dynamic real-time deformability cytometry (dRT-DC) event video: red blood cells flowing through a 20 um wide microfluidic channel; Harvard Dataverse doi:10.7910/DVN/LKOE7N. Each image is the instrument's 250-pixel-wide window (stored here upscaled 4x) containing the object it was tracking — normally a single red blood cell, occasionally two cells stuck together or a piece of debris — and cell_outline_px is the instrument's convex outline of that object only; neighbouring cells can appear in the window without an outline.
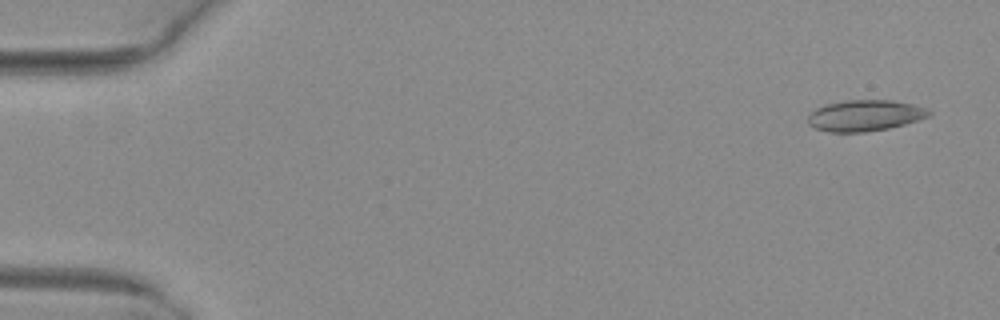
{"species": "common noctule bat (a hibernating species)", "species_latin": "Nyctalus noctula", "temperature_condition": "warm", "stored_images_in_passage": 7, "camera_frame_rate_fps": 3000, "um_per_image_px": 0.085, "animal": {"sex": "female", "body_mass_g": 29.2, "forearm_length_mm": 56.3}, "frame": {"image": 1, "passage_image": 1, "time_ms": 0.0, "image_size_px": [1000, 320], "cell_outline_px": [[932, 112], [928, 116], [904, 124], [888, 128], [864, 132], [828, 132], [816, 128], [808, 124], [808, 116], [816, 108], [824, 104], [848, 100], [892, 100], [912, 104], [928, 108]], "centroid_in_image_um": [73.5, 9.81], "position_along_channel_um": 11.5, "area_um2": 21.85}}
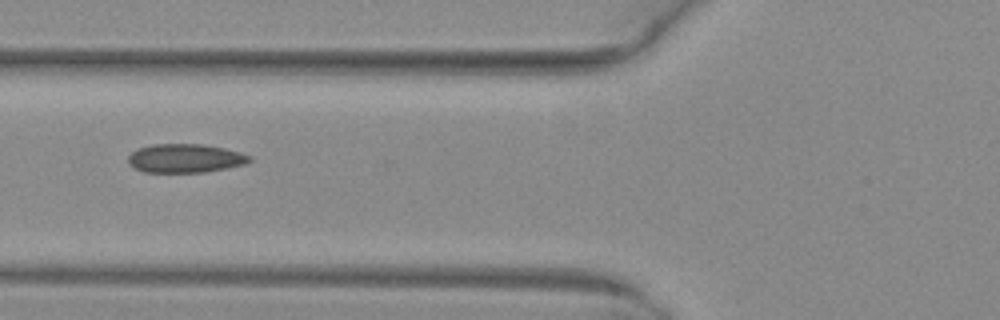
{"frame": {"image": 2, "passage_image": 6, "time_ms": 1.667, "image_size_px": [1000, 320], "cell_outline_px": [[252, 160], [244, 164], [204, 172], [144, 172], [128, 164], [128, 156], [136, 148], [152, 144], [204, 144], [224, 148], [240, 152], [252, 156]], "centroid_in_image_um": [15.72, 13.44], "position_along_channel_um": 110.1, "area_um2": 20.35}}
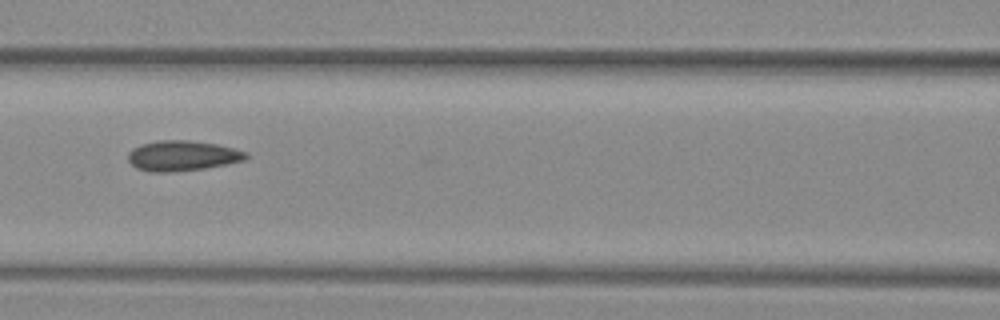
{"frame": {"image": 3, "passage_image": 7, "time_ms": 2.0, "image_size_px": [1000, 320], "cell_outline_px": [[248, 156], [244, 160], [204, 168], [168, 172], [148, 172], [136, 168], [128, 160], [128, 152], [132, 148], [140, 144], [160, 140], [188, 140], [216, 144], [248, 152]], "centroid_in_image_um": [15.45, 13.23], "position_along_channel_um": 151.1, "area_um2": 20.69}}